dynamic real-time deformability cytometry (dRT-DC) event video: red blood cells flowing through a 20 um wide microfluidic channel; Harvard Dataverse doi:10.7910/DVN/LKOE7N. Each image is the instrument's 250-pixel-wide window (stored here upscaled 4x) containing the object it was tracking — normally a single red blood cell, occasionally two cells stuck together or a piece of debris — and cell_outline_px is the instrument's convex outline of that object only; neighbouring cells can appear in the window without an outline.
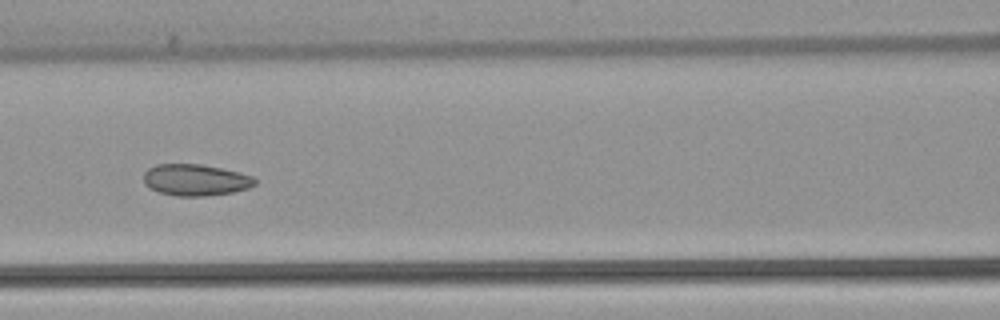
{"species": "common noctule bat (a hibernating species)", "species_latin": "Nyctalus noctula", "temperature_condition": "warm", "stored_images_in_passage": 6, "camera_frame_rate_fps": 3000, "um_per_image_px": 0.085, "animal": {"sex": "female", "body_mass_g": 22.7, "forearm_length_mm": 54.2}, "frame": {"image": 1, "passage_image": 6, "time_ms": 6.0, "image_size_px": [1000, 320], "cell_outline_px": [[256, 184], [248, 188], [232, 192], [204, 196], [176, 196], [160, 192], [144, 184], [144, 172], [148, 168], [156, 164], [200, 164], [240, 172], [252, 176], [256, 180]], "centroid_in_image_um": [16.62, 15.29], "position_along_channel_um": 150.0, "area_um2": 20.35}}